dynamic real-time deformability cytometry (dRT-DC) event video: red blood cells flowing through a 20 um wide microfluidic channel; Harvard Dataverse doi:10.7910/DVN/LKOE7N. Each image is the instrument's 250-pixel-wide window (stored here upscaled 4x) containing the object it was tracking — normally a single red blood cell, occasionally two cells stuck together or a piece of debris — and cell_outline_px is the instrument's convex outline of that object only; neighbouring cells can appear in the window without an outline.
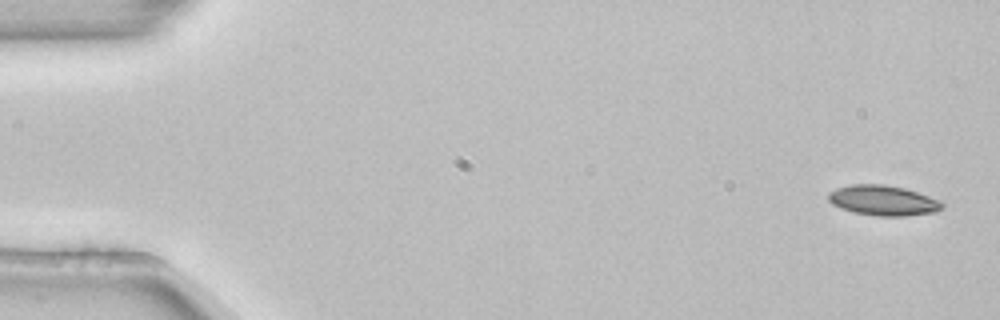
{"species": "common noctule bat (a hibernating species)", "species_latin": "Nyctalus noctula", "temperature_condition": "room temperature", "stored_images_in_passage": 5, "camera_frame_rate_fps": 3000, "um_per_image_px": 0.085, "animal": {"sex": "female", "body_mass_g": 22.7, "forearm_length_mm": 54.2}, "frame": {"image": 1, "passage_image": 1, "time_ms": 0.0, "image_size_px": [1000, 320], "cell_outline_px": [[944, 208], [936, 212], [908, 216], [880, 216], [852, 212], [840, 208], [832, 204], [828, 200], [828, 192], [836, 188], [852, 184], [884, 184], [904, 188], [940, 200], [944, 204]], "centroid_in_image_um": [75.06, 17.04], "position_along_channel_um": 9.9, "area_um2": 20.17}}
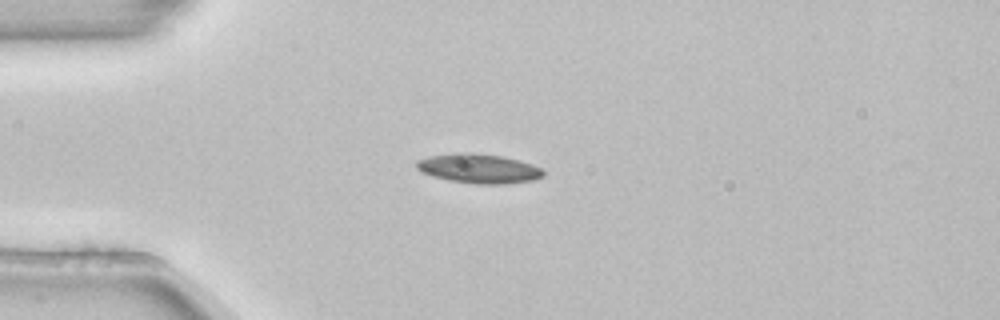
{"frame": {"image": 2, "passage_image": 3, "time_ms": 0.667, "image_size_px": [1000, 320], "cell_outline_px": [[544, 176], [532, 180], [504, 184], [476, 184], [448, 180], [432, 176], [416, 168], [416, 160], [428, 156], [456, 152], [472, 152], [504, 156], [520, 160], [532, 164], [540, 168], [544, 172]], "centroid_in_image_um": [40.68, 14.31], "position_along_channel_um": 44.3, "area_um2": 21.91}}